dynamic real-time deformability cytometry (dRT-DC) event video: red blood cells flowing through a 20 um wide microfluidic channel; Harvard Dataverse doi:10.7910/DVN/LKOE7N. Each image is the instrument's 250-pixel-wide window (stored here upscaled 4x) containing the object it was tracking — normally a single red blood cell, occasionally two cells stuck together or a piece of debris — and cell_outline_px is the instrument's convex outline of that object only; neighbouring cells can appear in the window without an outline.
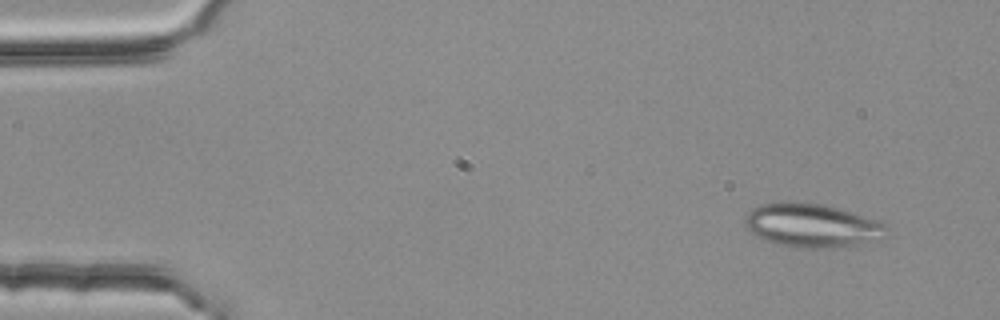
{"species": "common noctule bat (a hibernating species)", "species_latin": "Nyctalus noctula", "temperature_condition": "room temperature", "stored_images_in_passage": 5, "camera_frame_rate_fps": 3000, "um_per_image_px": 0.085, "animal": {"sex": "female", "body_mass_g": 25.1}, "frame": {"image": 1, "passage_image": 2, "time_ms": 0.333, "image_size_px": [1000, 320], "cell_outline_px": [[888, 228], [884, 240], [836, 248], [804, 248], [780, 244], [764, 240], [752, 232], [744, 224], [744, 220], [748, 212], [752, 208], [760, 204], [824, 204], [880, 220], [888, 224]], "centroid_in_image_um": [69.14, 19.2], "position_along_channel_um": 15.9, "area_um2": 35.84}}